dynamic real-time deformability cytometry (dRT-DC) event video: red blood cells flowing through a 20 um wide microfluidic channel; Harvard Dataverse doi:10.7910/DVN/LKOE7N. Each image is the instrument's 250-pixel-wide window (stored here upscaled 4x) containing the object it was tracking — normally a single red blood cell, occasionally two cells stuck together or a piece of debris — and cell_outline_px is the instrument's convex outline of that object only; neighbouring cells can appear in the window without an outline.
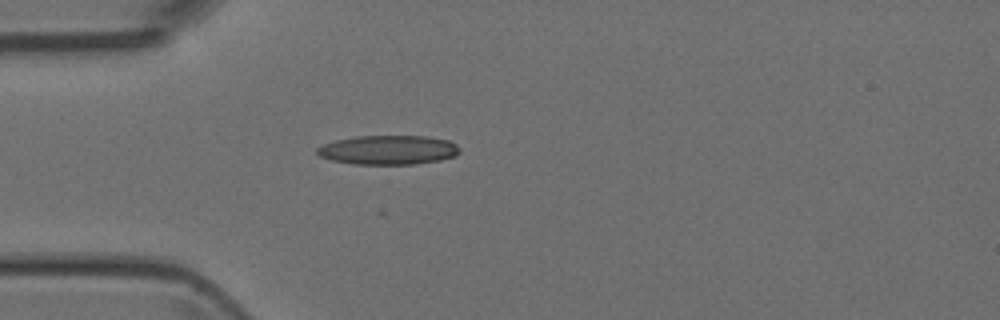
{"species": "Egyptian fruit bat (a non-hibernating species)", "species_latin": "Rousettus aegyptiacus", "temperature_condition": "room temperature", "stored_images_in_passage": 4, "camera_frame_rate_fps": 3000, "um_per_image_px": 0.085, "animal": {"sex": "female"}, "frame": {"image": 1, "passage_image": 4, "time_ms": 4.333, "image_size_px": [1000, 320], "cell_outline_px": [[460, 152], [456, 156], [440, 160], [416, 164], [352, 164], [332, 160], [320, 156], [316, 152], [316, 148], [324, 144], [336, 140], [356, 136], [428, 136], [448, 140], [456, 144], [460, 148]], "centroid_in_image_um": [33.03, 12.74], "position_along_channel_um": 52.0, "area_um2": 24.39}}